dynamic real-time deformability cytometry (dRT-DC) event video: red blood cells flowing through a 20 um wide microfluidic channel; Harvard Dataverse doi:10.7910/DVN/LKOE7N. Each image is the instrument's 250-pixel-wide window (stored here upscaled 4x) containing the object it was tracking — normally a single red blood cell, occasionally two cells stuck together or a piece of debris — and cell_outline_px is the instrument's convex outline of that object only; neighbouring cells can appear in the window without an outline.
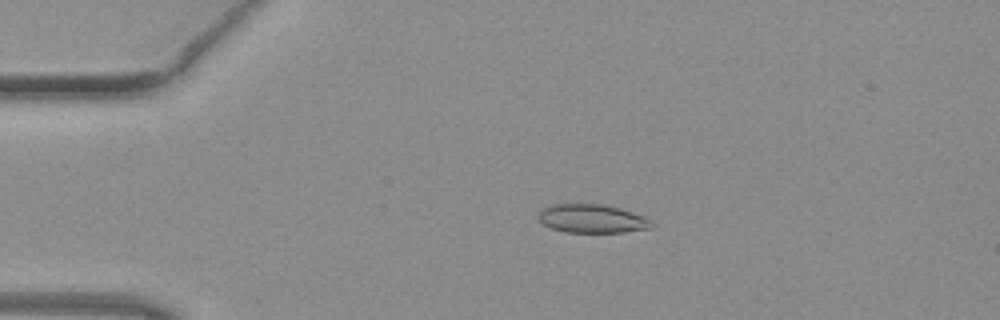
{"species": "common noctule bat (a hibernating species)", "species_latin": "Nyctalus noctula", "temperature_condition": "warm", "stored_images_in_passage": 35, "camera_frame_rate_fps": 3000, "um_per_image_px": 0.085, "animal": {"sex": "female", "body_mass_g": 19.3, "forearm_length_mm": 54.1}, "frame": {"image": 1, "passage_image": 9, "time_ms": 2.667, "image_size_px": [1000, 320], "cell_outline_px": [[656, 224], [652, 228], [624, 232], [564, 232], [552, 228], [544, 224], [536, 216], [540, 208], [552, 204], [604, 204], [620, 208], [644, 216], [652, 220]], "centroid_in_image_um": [50.34, 18.58], "position_along_channel_um": 34.7, "area_um2": 19.13}}
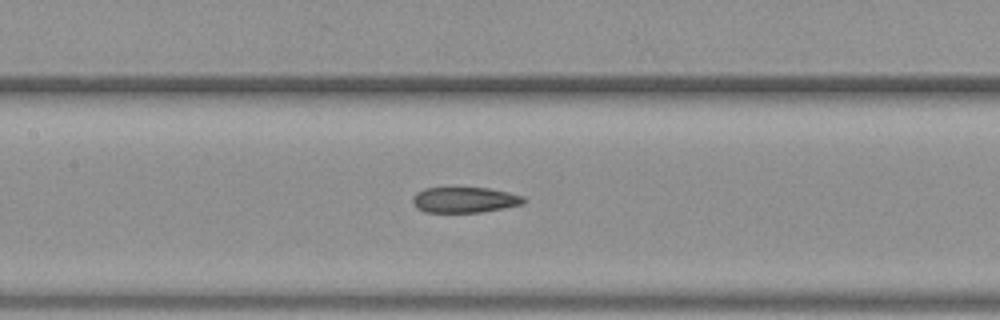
{"frame": {"image": 2, "passage_image": 22, "time_ms": 7.0, "image_size_px": [1000, 320], "cell_outline_px": [[528, 200], [524, 204], [504, 208], [480, 212], [424, 212], [416, 208], [412, 204], [412, 196], [416, 192], [424, 188], [488, 188], [508, 192], [524, 196]], "centroid_in_image_um": [39.49, 16.99], "position_along_channel_um": 167.9, "area_um2": 16.76}}
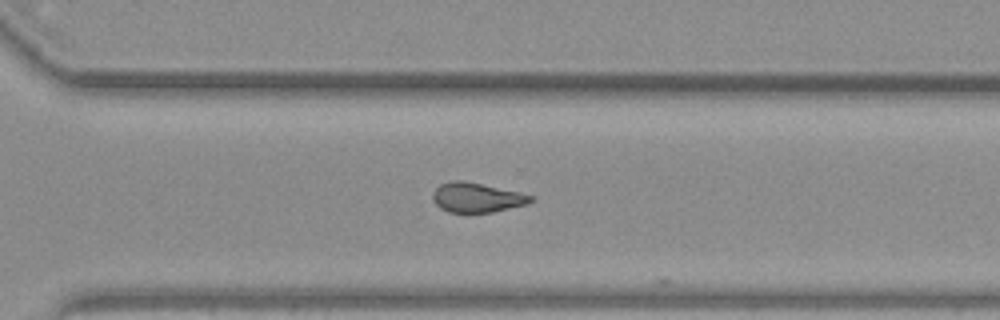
{"frame": {"image": 3, "passage_image": 34, "time_ms": 11.0, "image_size_px": [1000, 320], "cell_outline_px": [[536, 200], [528, 204], [492, 212], [468, 216], [448, 212], [440, 208], [432, 200], [432, 192], [440, 184], [452, 180], [460, 180], [520, 192], [536, 196]], "centroid_in_image_um": [40.53, 16.84], "position_along_channel_um": 330.1, "area_um2": 17.63}}